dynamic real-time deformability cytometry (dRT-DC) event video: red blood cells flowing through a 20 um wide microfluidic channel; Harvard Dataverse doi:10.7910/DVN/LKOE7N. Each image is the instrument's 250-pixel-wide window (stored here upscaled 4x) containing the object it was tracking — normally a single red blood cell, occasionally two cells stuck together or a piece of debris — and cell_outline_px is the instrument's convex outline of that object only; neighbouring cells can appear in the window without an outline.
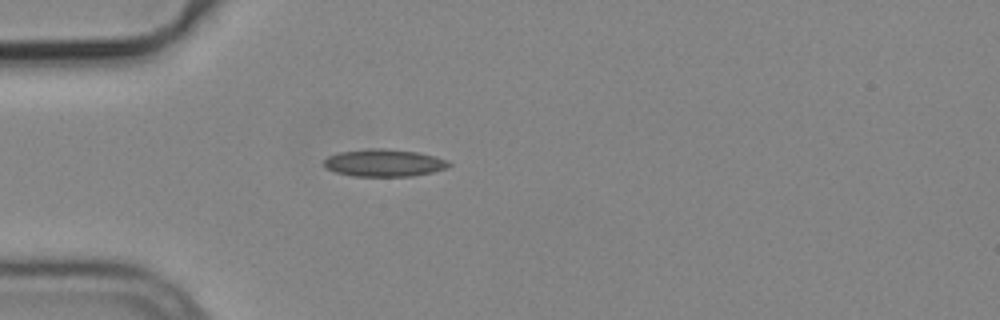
{"species": "common noctule bat (a hibernating species)", "species_latin": "Nyctalus noctula", "temperature_condition": "cold", "stored_images_in_passage": 1, "camera_frame_rate_fps": 3000, "um_per_image_px": 0.085, "animal": {"sex": "male", "body_mass_g": 19.2, "forearm_length_mm": 51.8}, "frame": {"image": 1, "passage_image": 1, "time_ms": 0.0, "image_size_px": [1000, 320], "cell_outline_px": [[452, 164], [444, 168], [432, 172], [412, 176], [352, 176], [336, 172], [324, 168], [324, 160], [328, 156], [340, 152], [372, 148], [384, 148], [416, 152], [436, 156], [448, 160]], "centroid_in_image_um": [32.63, 13.84], "position_along_channel_um": 52.4, "area_um2": 19.88}}